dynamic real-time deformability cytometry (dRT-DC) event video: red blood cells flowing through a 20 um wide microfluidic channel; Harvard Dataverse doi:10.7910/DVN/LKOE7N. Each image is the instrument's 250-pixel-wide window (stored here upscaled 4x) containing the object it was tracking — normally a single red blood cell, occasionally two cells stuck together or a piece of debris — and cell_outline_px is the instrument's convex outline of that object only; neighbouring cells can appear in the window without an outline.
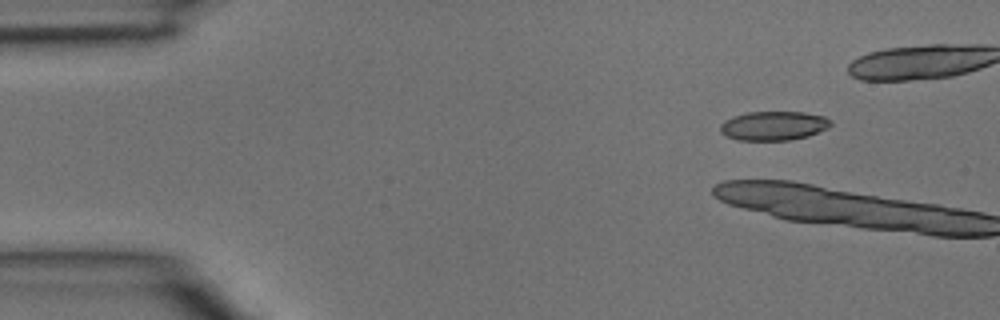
{"species": "common noctule bat (a hibernating species)", "species_latin": "Nyctalus noctula", "temperature_condition": "room temperature", "stored_images_in_passage": 5, "camera_frame_rate_fps": 3000, "um_per_image_px": 0.085, "animal": {"sex": "male", "body_mass_g": 15.6}, "frame": {"image": 1, "passage_image": 1, "time_ms": 0.0, "image_size_px": [1000, 320], "cell_outline_px": [[832, 124], [828, 128], [808, 136], [788, 140], [736, 140], [724, 136], [720, 132], [720, 124], [724, 120], [732, 116], [748, 112], [804, 112], [824, 116]], "centroid_in_image_um": [65.7, 10.69], "position_along_channel_um": 19.3, "area_um2": 18.84}}